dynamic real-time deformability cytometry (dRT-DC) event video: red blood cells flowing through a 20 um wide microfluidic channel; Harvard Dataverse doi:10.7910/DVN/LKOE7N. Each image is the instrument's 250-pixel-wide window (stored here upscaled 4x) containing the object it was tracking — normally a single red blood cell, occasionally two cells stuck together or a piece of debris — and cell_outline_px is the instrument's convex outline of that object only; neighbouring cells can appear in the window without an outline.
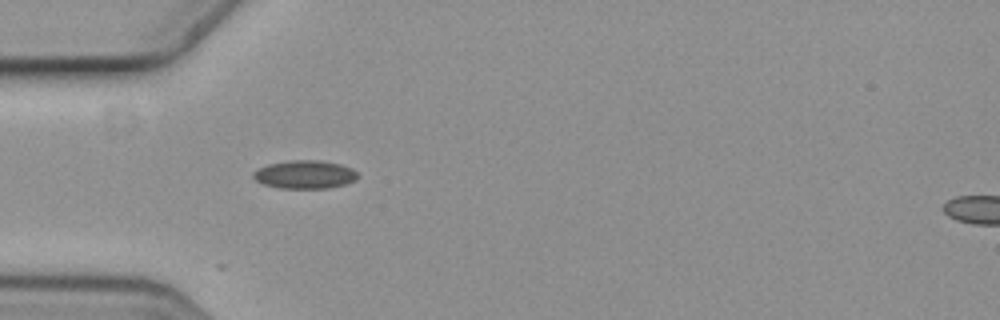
{"species": "common noctule bat (a hibernating species)", "species_latin": "Nyctalus noctula", "temperature_condition": "cold", "stored_images_in_passage": 3, "camera_frame_rate_fps": 3000, "um_per_image_px": 0.085, "animal": {"sex": "female", "body_mass_g": 19.3, "forearm_length_mm": 54.1}, "frame": {"image": 1, "passage_image": 3, "time_ms": 0.667, "image_size_px": [1000, 320], "cell_outline_px": [[360, 176], [356, 180], [344, 184], [328, 188], [280, 188], [264, 184], [256, 180], [252, 176], [252, 172], [268, 164], [288, 160], [320, 160], [340, 164], [352, 168]], "centroid_in_image_um": [25.92, 14.82], "position_along_channel_um": 59.1, "area_um2": 17.22}}